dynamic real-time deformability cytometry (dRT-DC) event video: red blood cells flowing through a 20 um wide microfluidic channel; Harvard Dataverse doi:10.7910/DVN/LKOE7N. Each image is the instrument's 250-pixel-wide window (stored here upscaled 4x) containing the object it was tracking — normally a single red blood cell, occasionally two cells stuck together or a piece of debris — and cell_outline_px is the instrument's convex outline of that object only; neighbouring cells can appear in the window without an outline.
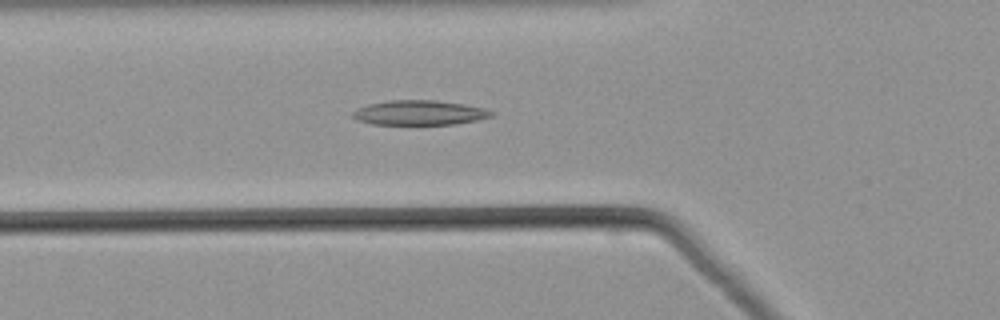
{"species": "common noctule bat (a hibernating species)", "species_latin": "Nyctalus noctula", "temperature_condition": "warm", "stored_images_in_passage": 51, "camera_frame_rate_fps": 3000, "um_per_image_px": 0.085, "animal": {"sex": "male", "body_mass_g": 21.5, "forearm_length_mm": 52.0}, "frame": {"image": 1, "passage_image": 18, "time_ms": 5.667, "image_size_px": [1000, 320], "cell_outline_px": [[492, 116], [476, 120], [456, 124], [372, 124], [356, 120], [352, 116], [352, 112], [356, 108], [368, 104], [388, 100], [436, 100], [464, 104], [484, 108], [492, 112]], "centroid_in_image_um": [35.6, 9.57], "position_along_channel_um": 90.2, "area_um2": 19.94}}
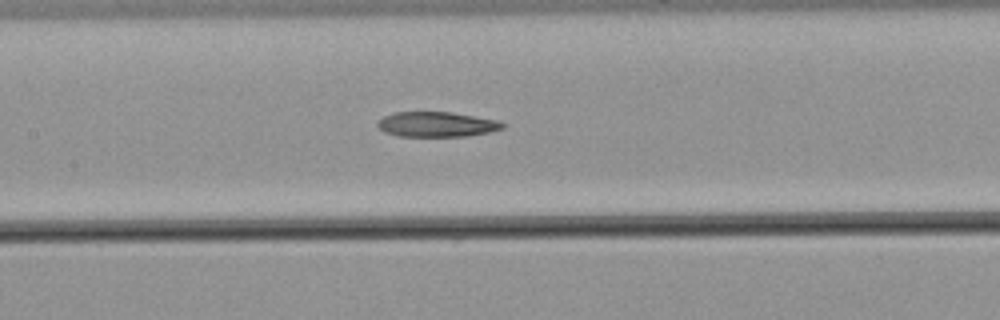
{"frame": {"image": 2, "passage_image": 24, "time_ms": 7.667, "image_size_px": [1000, 320], "cell_outline_px": [[504, 128], [488, 132], [468, 136], [400, 136], [384, 132], [376, 124], [384, 116], [396, 112], [452, 112], [496, 120], [504, 124]], "centroid_in_image_um": [37.11, 10.57], "position_along_channel_um": 170.3, "area_um2": 18.03}}
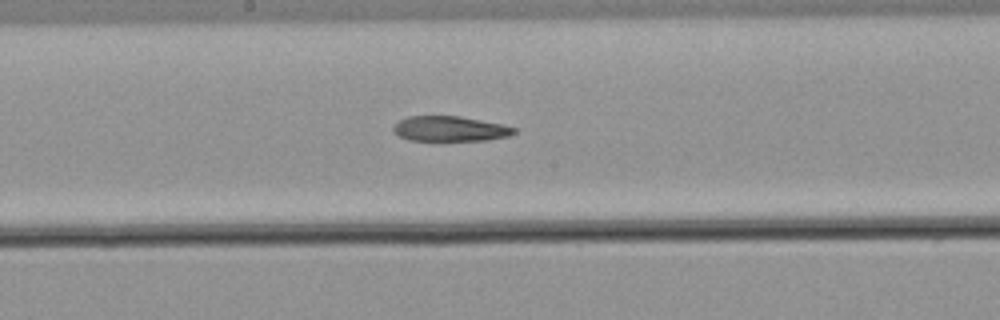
{"frame": {"image": 3, "passage_image": 27, "time_ms": 8.667, "image_size_px": [1000, 320], "cell_outline_px": [[516, 132], [508, 136], [488, 140], [408, 140], [400, 136], [392, 128], [400, 120], [408, 116], [460, 116], [500, 124], [516, 128]], "centroid_in_image_um": [38.25, 10.94], "position_along_channel_um": 209.9, "area_um2": 17.4}}